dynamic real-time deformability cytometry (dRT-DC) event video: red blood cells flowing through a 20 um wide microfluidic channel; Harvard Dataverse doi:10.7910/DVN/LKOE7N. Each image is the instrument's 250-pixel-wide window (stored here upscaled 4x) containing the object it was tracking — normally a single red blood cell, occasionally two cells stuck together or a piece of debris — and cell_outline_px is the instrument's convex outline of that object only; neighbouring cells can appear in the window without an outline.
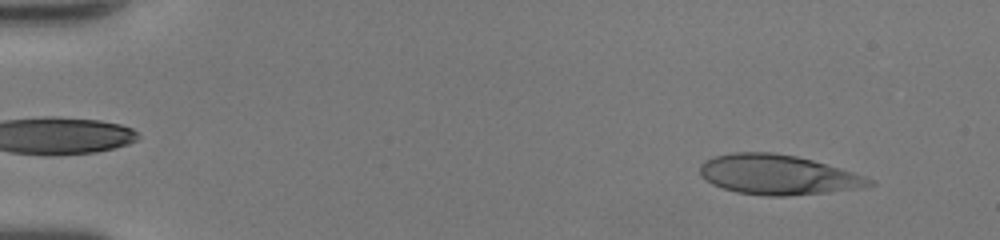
{"species": "human", "species_latin": "Homo sapiens", "temperature_condition": "room temperature", "stored_images_in_passage": 48, "camera_frame_rate_fps": 3000, "um_per_image_px": 0.085, "donor": {"sex": "female"}, "frame": {"image": 1, "passage_image": 4, "time_ms": 1.0, "image_size_px": [1000, 240], "cell_outline_px": [[876, 184], [864, 188], [784, 196], [768, 196], [736, 192], [712, 184], [700, 176], [700, 164], [704, 160], [716, 156], [732, 152], [772, 152], [796, 156], [812, 160], [840, 168], [876, 180]], "centroid_in_image_um": [66.12, 14.85], "position_along_channel_um": 18.9, "area_um2": 39.3}}
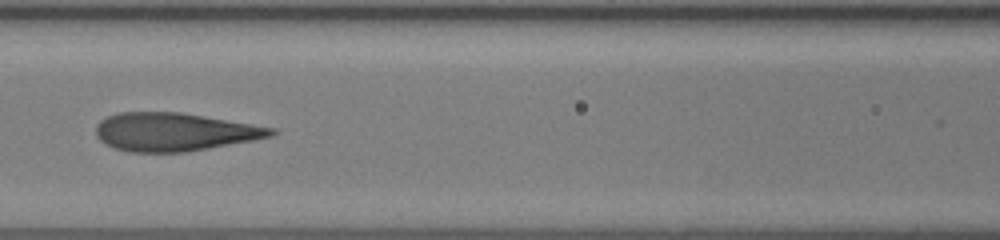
{"frame": {"image": 2, "passage_image": 22, "time_ms": 7.0, "image_size_px": [1000, 240], "cell_outline_px": [[276, 132], [272, 136], [252, 140], [208, 148], [184, 152], [128, 152], [116, 148], [100, 140], [96, 136], [96, 124], [100, 120], [108, 116], [120, 112], [180, 112], [276, 128]], "centroid_in_image_um": [14.8, 11.21], "position_along_channel_um": 151.8, "area_um2": 38.73}}
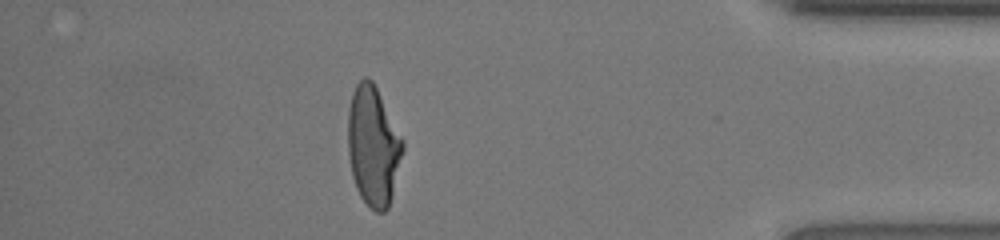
{"frame": {"image": 3, "passage_image": 42, "time_ms": 13.667, "image_size_px": [1000, 240], "cell_outline_px": [[404, 148], [392, 196], [388, 208], [384, 212], [376, 212], [360, 196], [356, 188], [352, 176], [348, 152], [348, 108], [352, 92], [356, 84], [364, 76], [368, 76], [372, 80], [404, 140]], "centroid_in_image_um": [31.71, 12.39], "position_along_channel_um": 403.5, "area_um2": 38.26}, "authors_computed_cell_mechanics": {"area_um2": 38.6971, "velocity_mm_per_s": 4.3258, "shape_relaxation_time_tau1_ms": 5.7105, "shape_relaxation_time_tau2_ms": 0.7251, "deformation_change_tau1": 0.2472, "deformation_change_tau2": 0.0994}}